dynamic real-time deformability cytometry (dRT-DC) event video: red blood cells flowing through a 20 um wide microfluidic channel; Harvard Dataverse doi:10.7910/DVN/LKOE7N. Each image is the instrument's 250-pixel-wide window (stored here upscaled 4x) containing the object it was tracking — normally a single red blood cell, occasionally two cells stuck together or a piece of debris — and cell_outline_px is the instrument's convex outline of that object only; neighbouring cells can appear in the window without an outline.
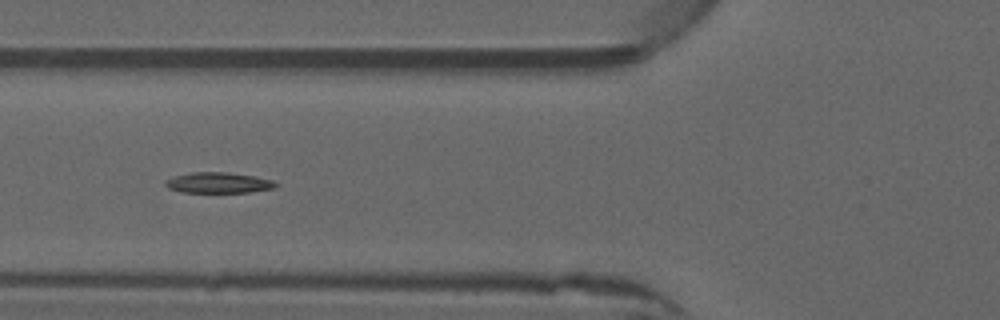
{"species": "common noctule bat (a hibernating species)", "species_latin": "Nyctalus noctula", "temperature_condition": "warm", "stored_images_in_passage": 6, "camera_frame_rate_fps": 3000, "um_per_image_px": 0.085, "animal": {"sex": "male", "forearm_length_mm": 52.5}, "frame": {"image": 1, "passage_image": 6, "time_ms": 1.667, "image_size_px": [1000, 320], "cell_outline_px": [[280, 184], [276, 188], [252, 192], [180, 192], [168, 188], [164, 184], [164, 180], [172, 176], [192, 172], [228, 172], [252, 176], [272, 180]], "centroid_in_image_um": [18.55, 15.53], "position_along_channel_um": 107.2, "area_um2": 13.47}}